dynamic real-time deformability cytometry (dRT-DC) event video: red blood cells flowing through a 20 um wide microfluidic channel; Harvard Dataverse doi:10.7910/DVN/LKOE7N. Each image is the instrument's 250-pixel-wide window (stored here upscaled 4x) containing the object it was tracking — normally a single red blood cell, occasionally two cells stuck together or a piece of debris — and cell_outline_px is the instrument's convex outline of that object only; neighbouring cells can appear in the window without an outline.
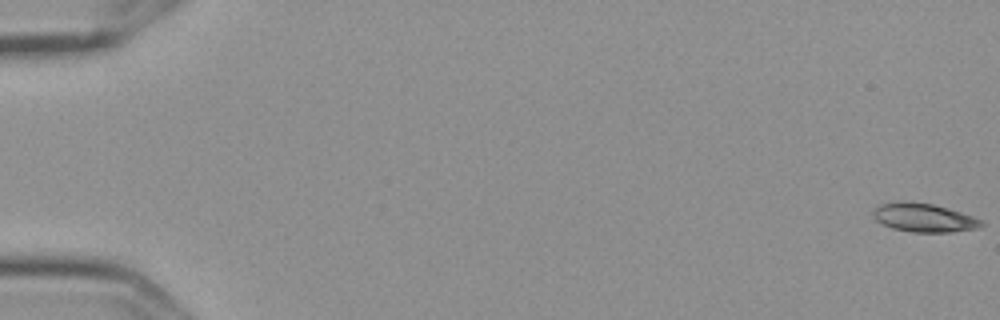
{"species": "Egyptian fruit bat (a non-hibernating species)", "species_latin": "Rousettus aegyptiacus", "temperature_condition": "cold", "stored_images_in_passage": 14, "camera_frame_rate_fps": 3000, "um_per_image_px": 0.085, "frame": {"image": 1, "passage_image": 1, "time_ms": 0.0, "image_size_px": [1000, 320], "cell_outline_px": [[984, 224], [980, 228], [948, 232], [912, 232], [892, 228], [876, 220], [872, 216], [872, 212], [880, 204], [896, 200], [904, 200], [932, 204], [960, 212], [972, 216], [980, 220]], "centroid_in_image_um": [78.49, 18.49], "position_along_channel_um": 6.5, "area_um2": 18.03}}